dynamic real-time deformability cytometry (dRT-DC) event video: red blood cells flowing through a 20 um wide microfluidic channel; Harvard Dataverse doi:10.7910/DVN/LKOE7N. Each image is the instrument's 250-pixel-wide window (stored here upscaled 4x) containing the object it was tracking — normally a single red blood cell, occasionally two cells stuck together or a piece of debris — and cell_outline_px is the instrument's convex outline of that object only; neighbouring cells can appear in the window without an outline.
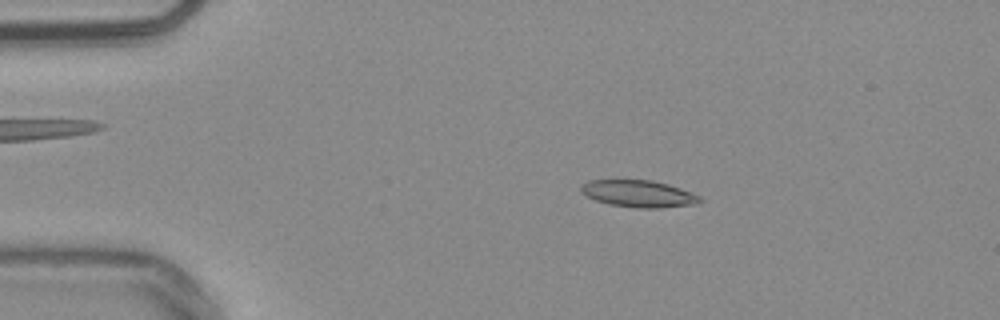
{"species": "common noctule bat (a hibernating species)", "species_latin": "Nyctalus noctula", "temperature_condition": "warm", "stored_images_in_passage": 53, "camera_frame_rate_fps": 3000, "um_per_image_px": 0.085, "animal": {"sex": "male", "body_mass_g": 20.4}, "frame": {"image": 1, "passage_image": 10, "time_ms": 3.0, "image_size_px": [1000, 320], "cell_outline_px": [[704, 200], [696, 204], [660, 208], [636, 208], [608, 204], [596, 200], [588, 196], [580, 188], [580, 184], [588, 180], [652, 180], [668, 184], [692, 192], [700, 196]], "centroid_in_image_um": [54.31, 16.46], "position_along_channel_um": 30.7, "area_um2": 18.73}}
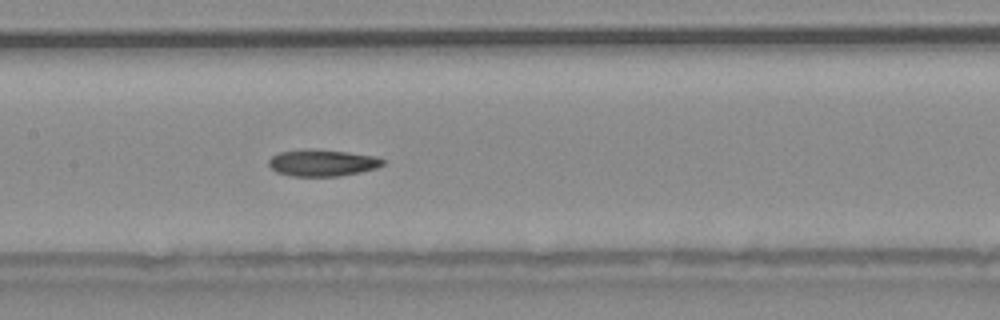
{"frame": {"image": 2, "passage_image": 26, "time_ms": 8.333, "image_size_px": [1000, 320], "cell_outline_px": [[384, 164], [376, 168], [360, 172], [340, 176], [292, 176], [276, 172], [268, 164], [268, 160], [272, 156], [280, 152], [348, 152], [376, 156], [384, 160]], "centroid_in_image_um": [27.44, 13.89], "position_along_channel_um": 180.0, "area_um2": 16.82}}
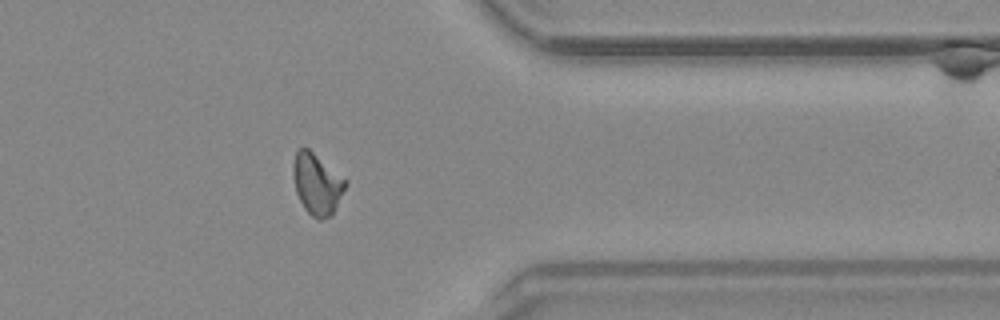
{"frame": {"image": 3, "passage_image": 43, "time_ms": 14.0, "image_size_px": [1000, 320], "cell_outline_px": [[348, 184], [332, 216], [324, 220], [320, 220], [312, 216], [304, 208], [296, 192], [292, 172], [292, 164], [296, 152], [300, 148], [308, 148], [348, 180]], "centroid_in_image_um": [26.97, 15.65], "position_along_channel_um": 384.4, "area_um2": 18.9}, "authors_computed_cell_mechanics": {"area_um2": 18.0336, "velocity_mm_per_s": 3.8115, "shape_relaxation_time_tau1_ms": null, "shape_relaxation_time_tau2_ms": 3.2427, "deformation_change_tau1": null, "deformation_change_tau2": 0.0854}}